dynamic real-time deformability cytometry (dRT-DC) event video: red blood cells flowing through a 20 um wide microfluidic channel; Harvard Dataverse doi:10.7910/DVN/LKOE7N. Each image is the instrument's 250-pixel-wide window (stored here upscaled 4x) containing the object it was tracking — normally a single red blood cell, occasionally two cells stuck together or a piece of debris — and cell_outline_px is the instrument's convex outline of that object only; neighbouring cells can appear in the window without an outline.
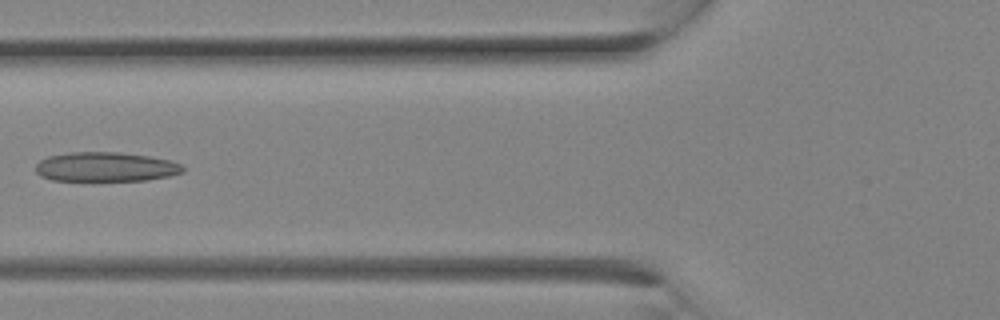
{"species": "Egyptian fruit bat (a non-hibernating species)", "species_latin": "Rousettus aegyptiacus", "temperature_condition": "room temperature", "stored_images_in_passage": 12, "camera_frame_rate_fps": 3000, "um_per_image_px": 0.085, "animal": {"sex": "female"}, "frame": {"image": 1, "passage_image": 3, "time_ms": 0.667, "image_size_px": [1000, 320], "cell_outline_px": [[184, 172], [172, 176], [148, 180], [52, 180], [40, 176], [36, 172], [36, 164], [40, 160], [48, 156], [72, 152], [116, 152], [148, 156], [172, 160], [180, 164], [184, 168]], "centroid_in_image_um": [9.01, 14.18], "position_along_channel_um": 116.8, "area_um2": 25.26}}
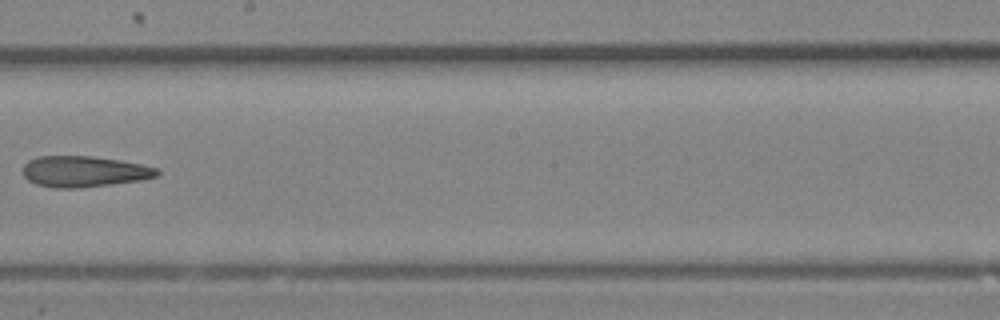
{"frame": {"image": 2, "passage_image": 8, "time_ms": 2.333, "image_size_px": [1000, 320], "cell_outline_px": [[160, 172], [156, 176], [140, 180], [112, 184], [80, 188], [56, 188], [36, 184], [28, 180], [24, 176], [24, 164], [28, 160], [36, 156], [92, 156], [120, 160], [140, 164], [156, 168]], "centroid_in_image_um": [7.12, 14.57], "position_along_channel_um": 241.1, "area_um2": 24.16}}
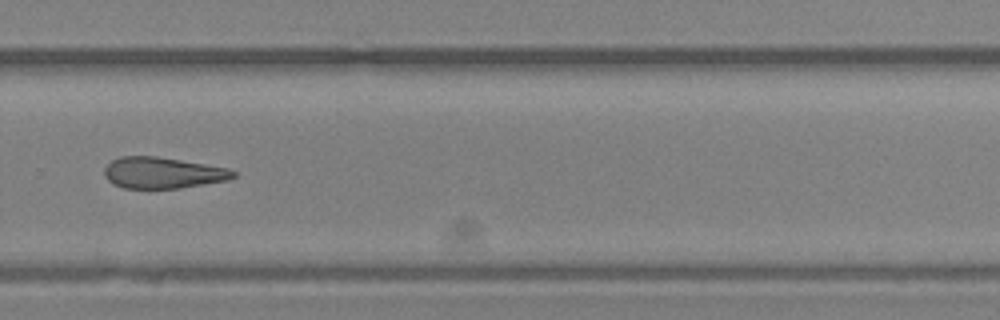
{"frame": {"image": 3, "passage_image": 11, "time_ms": 3.333, "image_size_px": [1000, 320], "cell_outline_px": [[236, 176], [228, 180], [180, 188], [124, 188], [112, 184], [104, 176], [104, 168], [112, 160], [120, 156], [156, 156], [228, 168], [236, 172]], "centroid_in_image_um": [13.81, 14.69], "position_along_channel_um": 316.0, "area_um2": 23.41}}